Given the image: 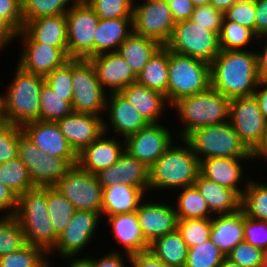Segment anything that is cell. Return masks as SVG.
<instances>
[{
  "mask_svg": "<svg viewBox=\"0 0 267 267\" xmlns=\"http://www.w3.org/2000/svg\"><path fill=\"white\" fill-rule=\"evenodd\" d=\"M211 88L232 99L252 96L258 85L256 50H221L210 63Z\"/></svg>",
  "mask_w": 267,
  "mask_h": 267,
  "instance_id": "obj_1",
  "label": "cell"
},
{
  "mask_svg": "<svg viewBox=\"0 0 267 267\" xmlns=\"http://www.w3.org/2000/svg\"><path fill=\"white\" fill-rule=\"evenodd\" d=\"M178 142H182L178 145ZM174 141L149 168V191L192 186L200 174V160L185 139ZM176 144V145H175ZM155 189V191H154ZM160 189V190H159Z\"/></svg>",
  "mask_w": 267,
  "mask_h": 267,
  "instance_id": "obj_2",
  "label": "cell"
},
{
  "mask_svg": "<svg viewBox=\"0 0 267 267\" xmlns=\"http://www.w3.org/2000/svg\"><path fill=\"white\" fill-rule=\"evenodd\" d=\"M5 94L0 92V120L22 126L40 121V92L44 77L29 73L18 65Z\"/></svg>",
  "mask_w": 267,
  "mask_h": 267,
  "instance_id": "obj_3",
  "label": "cell"
},
{
  "mask_svg": "<svg viewBox=\"0 0 267 267\" xmlns=\"http://www.w3.org/2000/svg\"><path fill=\"white\" fill-rule=\"evenodd\" d=\"M230 101V98L211 87L205 92L177 101L171 107L181 122L177 138L185 139L197 128L228 122Z\"/></svg>",
  "mask_w": 267,
  "mask_h": 267,
  "instance_id": "obj_4",
  "label": "cell"
},
{
  "mask_svg": "<svg viewBox=\"0 0 267 267\" xmlns=\"http://www.w3.org/2000/svg\"><path fill=\"white\" fill-rule=\"evenodd\" d=\"M20 223L27 244L43 248L47 253L55 246V233L47 209V187L35 186L19 196L14 215Z\"/></svg>",
  "mask_w": 267,
  "mask_h": 267,
  "instance_id": "obj_5",
  "label": "cell"
},
{
  "mask_svg": "<svg viewBox=\"0 0 267 267\" xmlns=\"http://www.w3.org/2000/svg\"><path fill=\"white\" fill-rule=\"evenodd\" d=\"M185 140L200 161L208 158H252V152L229 121L197 128Z\"/></svg>",
  "mask_w": 267,
  "mask_h": 267,
  "instance_id": "obj_6",
  "label": "cell"
},
{
  "mask_svg": "<svg viewBox=\"0 0 267 267\" xmlns=\"http://www.w3.org/2000/svg\"><path fill=\"white\" fill-rule=\"evenodd\" d=\"M168 103L172 107L182 98L211 87L210 64L169 50Z\"/></svg>",
  "mask_w": 267,
  "mask_h": 267,
  "instance_id": "obj_7",
  "label": "cell"
},
{
  "mask_svg": "<svg viewBox=\"0 0 267 267\" xmlns=\"http://www.w3.org/2000/svg\"><path fill=\"white\" fill-rule=\"evenodd\" d=\"M219 34L188 19L175 24L171 37L164 46L171 52L210 64L221 51Z\"/></svg>",
  "mask_w": 267,
  "mask_h": 267,
  "instance_id": "obj_8",
  "label": "cell"
},
{
  "mask_svg": "<svg viewBox=\"0 0 267 267\" xmlns=\"http://www.w3.org/2000/svg\"><path fill=\"white\" fill-rule=\"evenodd\" d=\"M73 112L92 114L104 118L107 91L97 79L88 59H72Z\"/></svg>",
  "mask_w": 267,
  "mask_h": 267,
  "instance_id": "obj_9",
  "label": "cell"
},
{
  "mask_svg": "<svg viewBox=\"0 0 267 267\" xmlns=\"http://www.w3.org/2000/svg\"><path fill=\"white\" fill-rule=\"evenodd\" d=\"M53 187L65 196L76 210L101 213L103 188L95 174L74 165Z\"/></svg>",
  "mask_w": 267,
  "mask_h": 267,
  "instance_id": "obj_10",
  "label": "cell"
},
{
  "mask_svg": "<svg viewBox=\"0 0 267 267\" xmlns=\"http://www.w3.org/2000/svg\"><path fill=\"white\" fill-rule=\"evenodd\" d=\"M102 221L101 213L88 210H77L64 231L58 235L55 246L48 252L57 254L62 260L66 257H78L93 244L95 235ZM91 241L93 243H91ZM80 254V255H79Z\"/></svg>",
  "mask_w": 267,
  "mask_h": 267,
  "instance_id": "obj_11",
  "label": "cell"
},
{
  "mask_svg": "<svg viewBox=\"0 0 267 267\" xmlns=\"http://www.w3.org/2000/svg\"><path fill=\"white\" fill-rule=\"evenodd\" d=\"M229 122L251 152L266 138L267 121L254 95L231 99Z\"/></svg>",
  "mask_w": 267,
  "mask_h": 267,
  "instance_id": "obj_12",
  "label": "cell"
},
{
  "mask_svg": "<svg viewBox=\"0 0 267 267\" xmlns=\"http://www.w3.org/2000/svg\"><path fill=\"white\" fill-rule=\"evenodd\" d=\"M18 158L27 167L34 186L53 187L71 167L64 159L43 153L23 133L18 140Z\"/></svg>",
  "mask_w": 267,
  "mask_h": 267,
  "instance_id": "obj_13",
  "label": "cell"
},
{
  "mask_svg": "<svg viewBox=\"0 0 267 267\" xmlns=\"http://www.w3.org/2000/svg\"><path fill=\"white\" fill-rule=\"evenodd\" d=\"M67 18L68 57H93V36L100 18L88 3H74L65 14Z\"/></svg>",
  "mask_w": 267,
  "mask_h": 267,
  "instance_id": "obj_14",
  "label": "cell"
},
{
  "mask_svg": "<svg viewBox=\"0 0 267 267\" xmlns=\"http://www.w3.org/2000/svg\"><path fill=\"white\" fill-rule=\"evenodd\" d=\"M175 24L168 3L159 0L134 2L133 33L155 39L164 46L169 41Z\"/></svg>",
  "mask_w": 267,
  "mask_h": 267,
  "instance_id": "obj_15",
  "label": "cell"
},
{
  "mask_svg": "<svg viewBox=\"0 0 267 267\" xmlns=\"http://www.w3.org/2000/svg\"><path fill=\"white\" fill-rule=\"evenodd\" d=\"M176 133L172 132V129L170 131L168 125H162V122L149 123L125 139V151L150 168L174 144ZM173 136L176 139L172 138Z\"/></svg>",
  "mask_w": 267,
  "mask_h": 267,
  "instance_id": "obj_16",
  "label": "cell"
},
{
  "mask_svg": "<svg viewBox=\"0 0 267 267\" xmlns=\"http://www.w3.org/2000/svg\"><path fill=\"white\" fill-rule=\"evenodd\" d=\"M23 134L43 153L64 159L70 166L77 165V154L61 133L57 122L34 120L24 123Z\"/></svg>",
  "mask_w": 267,
  "mask_h": 267,
  "instance_id": "obj_17",
  "label": "cell"
},
{
  "mask_svg": "<svg viewBox=\"0 0 267 267\" xmlns=\"http://www.w3.org/2000/svg\"><path fill=\"white\" fill-rule=\"evenodd\" d=\"M143 200L137 211L139 225L145 239L151 244L158 237L177 229L178 218L174 204L170 201H156L152 197ZM150 199V200H149ZM167 203V204H166Z\"/></svg>",
  "mask_w": 267,
  "mask_h": 267,
  "instance_id": "obj_18",
  "label": "cell"
},
{
  "mask_svg": "<svg viewBox=\"0 0 267 267\" xmlns=\"http://www.w3.org/2000/svg\"><path fill=\"white\" fill-rule=\"evenodd\" d=\"M105 115L104 132L115 133L114 136L123 137L122 139L139 132L149 124L120 92L107 95Z\"/></svg>",
  "mask_w": 267,
  "mask_h": 267,
  "instance_id": "obj_19",
  "label": "cell"
},
{
  "mask_svg": "<svg viewBox=\"0 0 267 267\" xmlns=\"http://www.w3.org/2000/svg\"><path fill=\"white\" fill-rule=\"evenodd\" d=\"M17 65L26 72L47 76L70 58L68 47H54L40 42H21Z\"/></svg>",
  "mask_w": 267,
  "mask_h": 267,
  "instance_id": "obj_20",
  "label": "cell"
},
{
  "mask_svg": "<svg viewBox=\"0 0 267 267\" xmlns=\"http://www.w3.org/2000/svg\"><path fill=\"white\" fill-rule=\"evenodd\" d=\"M95 69L98 81L107 93L120 92L137 82V76L118 52H107L88 59Z\"/></svg>",
  "mask_w": 267,
  "mask_h": 267,
  "instance_id": "obj_21",
  "label": "cell"
},
{
  "mask_svg": "<svg viewBox=\"0 0 267 267\" xmlns=\"http://www.w3.org/2000/svg\"><path fill=\"white\" fill-rule=\"evenodd\" d=\"M252 158H208L200 161V174L217 184L234 190L240 197L250 179L244 170ZM244 161V162H243ZM245 178V179H244ZM243 182V183H241ZM242 184V186H241Z\"/></svg>",
  "mask_w": 267,
  "mask_h": 267,
  "instance_id": "obj_22",
  "label": "cell"
},
{
  "mask_svg": "<svg viewBox=\"0 0 267 267\" xmlns=\"http://www.w3.org/2000/svg\"><path fill=\"white\" fill-rule=\"evenodd\" d=\"M110 136L104 132L84 148L77 155V165L81 169L96 175L101 170L115 164L125 152V139L121 141L120 137Z\"/></svg>",
  "mask_w": 267,
  "mask_h": 267,
  "instance_id": "obj_23",
  "label": "cell"
},
{
  "mask_svg": "<svg viewBox=\"0 0 267 267\" xmlns=\"http://www.w3.org/2000/svg\"><path fill=\"white\" fill-rule=\"evenodd\" d=\"M96 176L102 188L122 183L139 187L150 196L149 192L147 193L149 191V168L126 151L115 164L101 170Z\"/></svg>",
  "mask_w": 267,
  "mask_h": 267,
  "instance_id": "obj_24",
  "label": "cell"
},
{
  "mask_svg": "<svg viewBox=\"0 0 267 267\" xmlns=\"http://www.w3.org/2000/svg\"><path fill=\"white\" fill-rule=\"evenodd\" d=\"M103 117L72 112L57 121L61 133L78 155L84 148L104 133Z\"/></svg>",
  "mask_w": 267,
  "mask_h": 267,
  "instance_id": "obj_25",
  "label": "cell"
},
{
  "mask_svg": "<svg viewBox=\"0 0 267 267\" xmlns=\"http://www.w3.org/2000/svg\"><path fill=\"white\" fill-rule=\"evenodd\" d=\"M104 219H106V226L111 227L110 234L112 233L115 238L117 246L122 247L107 251L120 252L122 250V253L130 256L149 251L150 243L142 233L136 211L106 216Z\"/></svg>",
  "mask_w": 267,
  "mask_h": 267,
  "instance_id": "obj_26",
  "label": "cell"
},
{
  "mask_svg": "<svg viewBox=\"0 0 267 267\" xmlns=\"http://www.w3.org/2000/svg\"><path fill=\"white\" fill-rule=\"evenodd\" d=\"M20 42H40L54 47H68L65 14L28 21L18 32Z\"/></svg>",
  "mask_w": 267,
  "mask_h": 267,
  "instance_id": "obj_27",
  "label": "cell"
},
{
  "mask_svg": "<svg viewBox=\"0 0 267 267\" xmlns=\"http://www.w3.org/2000/svg\"><path fill=\"white\" fill-rule=\"evenodd\" d=\"M120 93L148 123L162 122L161 117H164L165 110L171 108L163 93L149 89L137 82L126 86Z\"/></svg>",
  "mask_w": 267,
  "mask_h": 267,
  "instance_id": "obj_28",
  "label": "cell"
},
{
  "mask_svg": "<svg viewBox=\"0 0 267 267\" xmlns=\"http://www.w3.org/2000/svg\"><path fill=\"white\" fill-rule=\"evenodd\" d=\"M210 239L227 256L238 243L244 241L243 210L213 216Z\"/></svg>",
  "mask_w": 267,
  "mask_h": 267,
  "instance_id": "obj_29",
  "label": "cell"
},
{
  "mask_svg": "<svg viewBox=\"0 0 267 267\" xmlns=\"http://www.w3.org/2000/svg\"><path fill=\"white\" fill-rule=\"evenodd\" d=\"M132 32V17L100 19L93 36V56L117 52L120 44Z\"/></svg>",
  "mask_w": 267,
  "mask_h": 267,
  "instance_id": "obj_30",
  "label": "cell"
},
{
  "mask_svg": "<svg viewBox=\"0 0 267 267\" xmlns=\"http://www.w3.org/2000/svg\"><path fill=\"white\" fill-rule=\"evenodd\" d=\"M145 196L147 195L141 188L122 183L103 188L102 219L106 216L137 211Z\"/></svg>",
  "mask_w": 267,
  "mask_h": 267,
  "instance_id": "obj_31",
  "label": "cell"
},
{
  "mask_svg": "<svg viewBox=\"0 0 267 267\" xmlns=\"http://www.w3.org/2000/svg\"><path fill=\"white\" fill-rule=\"evenodd\" d=\"M193 185L207 202L213 216L230 214L241 209V197L234 190L221 186L201 174Z\"/></svg>",
  "mask_w": 267,
  "mask_h": 267,
  "instance_id": "obj_32",
  "label": "cell"
},
{
  "mask_svg": "<svg viewBox=\"0 0 267 267\" xmlns=\"http://www.w3.org/2000/svg\"><path fill=\"white\" fill-rule=\"evenodd\" d=\"M162 45L155 39L131 33L117 52L130 65L137 76Z\"/></svg>",
  "mask_w": 267,
  "mask_h": 267,
  "instance_id": "obj_33",
  "label": "cell"
},
{
  "mask_svg": "<svg viewBox=\"0 0 267 267\" xmlns=\"http://www.w3.org/2000/svg\"><path fill=\"white\" fill-rule=\"evenodd\" d=\"M169 50L162 46L137 75V83L163 93L168 101Z\"/></svg>",
  "mask_w": 267,
  "mask_h": 267,
  "instance_id": "obj_34",
  "label": "cell"
},
{
  "mask_svg": "<svg viewBox=\"0 0 267 267\" xmlns=\"http://www.w3.org/2000/svg\"><path fill=\"white\" fill-rule=\"evenodd\" d=\"M149 251L157 259L172 267H184L188 255L187 244L177 229L155 239L150 244Z\"/></svg>",
  "mask_w": 267,
  "mask_h": 267,
  "instance_id": "obj_35",
  "label": "cell"
},
{
  "mask_svg": "<svg viewBox=\"0 0 267 267\" xmlns=\"http://www.w3.org/2000/svg\"><path fill=\"white\" fill-rule=\"evenodd\" d=\"M178 194L174 199L177 201L175 205L176 215L178 219H205L212 218L213 215L208 207L207 202L194 186H188L178 189Z\"/></svg>",
  "mask_w": 267,
  "mask_h": 267,
  "instance_id": "obj_36",
  "label": "cell"
},
{
  "mask_svg": "<svg viewBox=\"0 0 267 267\" xmlns=\"http://www.w3.org/2000/svg\"><path fill=\"white\" fill-rule=\"evenodd\" d=\"M266 182L264 183L263 179L259 181L257 177L256 180L250 177L241 197V209L245 216L259 221H267Z\"/></svg>",
  "mask_w": 267,
  "mask_h": 267,
  "instance_id": "obj_37",
  "label": "cell"
},
{
  "mask_svg": "<svg viewBox=\"0 0 267 267\" xmlns=\"http://www.w3.org/2000/svg\"><path fill=\"white\" fill-rule=\"evenodd\" d=\"M257 38L251 29L236 22L223 20L219 34L220 50H248L249 47L252 49L251 45L257 44Z\"/></svg>",
  "mask_w": 267,
  "mask_h": 267,
  "instance_id": "obj_38",
  "label": "cell"
},
{
  "mask_svg": "<svg viewBox=\"0 0 267 267\" xmlns=\"http://www.w3.org/2000/svg\"><path fill=\"white\" fill-rule=\"evenodd\" d=\"M47 209L57 235L64 231L77 211L72 203L54 187H47Z\"/></svg>",
  "mask_w": 267,
  "mask_h": 267,
  "instance_id": "obj_39",
  "label": "cell"
},
{
  "mask_svg": "<svg viewBox=\"0 0 267 267\" xmlns=\"http://www.w3.org/2000/svg\"><path fill=\"white\" fill-rule=\"evenodd\" d=\"M0 183L18 196L35 187L27 167L18 157L0 164Z\"/></svg>",
  "mask_w": 267,
  "mask_h": 267,
  "instance_id": "obj_40",
  "label": "cell"
},
{
  "mask_svg": "<svg viewBox=\"0 0 267 267\" xmlns=\"http://www.w3.org/2000/svg\"><path fill=\"white\" fill-rule=\"evenodd\" d=\"M72 112V104L66 101V96L53 93L44 82L40 92V121L57 122Z\"/></svg>",
  "mask_w": 267,
  "mask_h": 267,
  "instance_id": "obj_41",
  "label": "cell"
},
{
  "mask_svg": "<svg viewBox=\"0 0 267 267\" xmlns=\"http://www.w3.org/2000/svg\"><path fill=\"white\" fill-rule=\"evenodd\" d=\"M73 0H22L24 25L40 17L66 14Z\"/></svg>",
  "mask_w": 267,
  "mask_h": 267,
  "instance_id": "obj_42",
  "label": "cell"
},
{
  "mask_svg": "<svg viewBox=\"0 0 267 267\" xmlns=\"http://www.w3.org/2000/svg\"><path fill=\"white\" fill-rule=\"evenodd\" d=\"M20 223L14 215H0V257L26 245Z\"/></svg>",
  "mask_w": 267,
  "mask_h": 267,
  "instance_id": "obj_43",
  "label": "cell"
},
{
  "mask_svg": "<svg viewBox=\"0 0 267 267\" xmlns=\"http://www.w3.org/2000/svg\"><path fill=\"white\" fill-rule=\"evenodd\" d=\"M41 247L26 244L20 250L0 257V267H39L48 259Z\"/></svg>",
  "mask_w": 267,
  "mask_h": 267,
  "instance_id": "obj_44",
  "label": "cell"
},
{
  "mask_svg": "<svg viewBox=\"0 0 267 267\" xmlns=\"http://www.w3.org/2000/svg\"><path fill=\"white\" fill-rule=\"evenodd\" d=\"M226 256L211 239L188 248L184 267H219Z\"/></svg>",
  "mask_w": 267,
  "mask_h": 267,
  "instance_id": "obj_45",
  "label": "cell"
},
{
  "mask_svg": "<svg viewBox=\"0 0 267 267\" xmlns=\"http://www.w3.org/2000/svg\"><path fill=\"white\" fill-rule=\"evenodd\" d=\"M211 228L212 218L178 219L177 222V230L181 233L188 248L209 240Z\"/></svg>",
  "mask_w": 267,
  "mask_h": 267,
  "instance_id": "obj_46",
  "label": "cell"
},
{
  "mask_svg": "<svg viewBox=\"0 0 267 267\" xmlns=\"http://www.w3.org/2000/svg\"><path fill=\"white\" fill-rule=\"evenodd\" d=\"M136 0H90L88 5L100 19L132 17Z\"/></svg>",
  "mask_w": 267,
  "mask_h": 267,
  "instance_id": "obj_47",
  "label": "cell"
},
{
  "mask_svg": "<svg viewBox=\"0 0 267 267\" xmlns=\"http://www.w3.org/2000/svg\"><path fill=\"white\" fill-rule=\"evenodd\" d=\"M44 80L52 89L53 93L59 96H66V101L72 102V59L68 60L63 66L53 69L44 77Z\"/></svg>",
  "mask_w": 267,
  "mask_h": 267,
  "instance_id": "obj_48",
  "label": "cell"
},
{
  "mask_svg": "<svg viewBox=\"0 0 267 267\" xmlns=\"http://www.w3.org/2000/svg\"><path fill=\"white\" fill-rule=\"evenodd\" d=\"M21 126L0 120V164L18 157Z\"/></svg>",
  "mask_w": 267,
  "mask_h": 267,
  "instance_id": "obj_49",
  "label": "cell"
},
{
  "mask_svg": "<svg viewBox=\"0 0 267 267\" xmlns=\"http://www.w3.org/2000/svg\"><path fill=\"white\" fill-rule=\"evenodd\" d=\"M255 17V1L239 0L224 13L223 20L236 22L239 25L251 29L255 33Z\"/></svg>",
  "mask_w": 267,
  "mask_h": 267,
  "instance_id": "obj_50",
  "label": "cell"
},
{
  "mask_svg": "<svg viewBox=\"0 0 267 267\" xmlns=\"http://www.w3.org/2000/svg\"><path fill=\"white\" fill-rule=\"evenodd\" d=\"M264 251L245 240L238 243L226 256L240 267H261Z\"/></svg>",
  "mask_w": 267,
  "mask_h": 267,
  "instance_id": "obj_51",
  "label": "cell"
},
{
  "mask_svg": "<svg viewBox=\"0 0 267 267\" xmlns=\"http://www.w3.org/2000/svg\"><path fill=\"white\" fill-rule=\"evenodd\" d=\"M223 19L224 13L210 4L195 7L190 17V20L214 33H220Z\"/></svg>",
  "mask_w": 267,
  "mask_h": 267,
  "instance_id": "obj_52",
  "label": "cell"
},
{
  "mask_svg": "<svg viewBox=\"0 0 267 267\" xmlns=\"http://www.w3.org/2000/svg\"><path fill=\"white\" fill-rule=\"evenodd\" d=\"M244 240L267 251V221L255 220L244 214Z\"/></svg>",
  "mask_w": 267,
  "mask_h": 267,
  "instance_id": "obj_53",
  "label": "cell"
},
{
  "mask_svg": "<svg viewBox=\"0 0 267 267\" xmlns=\"http://www.w3.org/2000/svg\"><path fill=\"white\" fill-rule=\"evenodd\" d=\"M0 14L18 32L23 29L22 0H0Z\"/></svg>",
  "mask_w": 267,
  "mask_h": 267,
  "instance_id": "obj_54",
  "label": "cell"
},
{
  "mask_svg": "<svg viewBox=\"0 0 267 267\" xmlns=\"http://www.w3.org/2000/svg\"><path fill=\"white\" fill-rule=\"evenodd\" d=\"M86 256L91 260L92 267H127V264H130L131 261V256L129 254H122V252L108 251V253L97 258L90 255Z\"/></svg>",
  "mask_w": 267,
  "mask_h": 267,
  "instance_id": "obj_55",
  "label": "cell"
},
{
  "mask_svg": "<svg viewBox=\"0 0 267 267\" xmlns=\"http://www.w3.org/2000/svg\"><path fill=\"white\" fill-rule=\"evenodd\" d=\"M19 196L10 188L0 183V215H15Z\"/></svg>",
  "mask_w": 267,
  "mask_h": 267,
  "instance_id": "obj_56",
  "label": "cell"
},
{
  "mask_svg": "<svg viewBox=\"0 0 267 267\" xmlns=\"http://www.w3.org/2000/svg\"><path fill=\"white\" fill-rule=\"evenodd\" d=\"M168 4L175 23L190 19L195 8L191 0H171Z\"/></svg>",
  "mask_w": 267,
  "mask_h": 267,
  "instance_id": "obj_57",
  "label": "cell"
},
{
  "mask_svg": "<svg viewBox=\"0 0 267 267\" xmlns=\"http://www.w3.org/2000/svg\"><path fill=\"white\" fill-rule=\"evenodd\" d=\"M266 42H265V40ZM258 41L256 45L261 47V50H259V47L257 48V66H258V78L259 82L266 83L267 84V35L260 36L257 38ZM264 42V44H263ZM262 43L263 45H261ZM263 49V50H262Z\"/></svg>",
  "mask_w": 267,
  "mask_h": 267,
  "instance_id": "obj_58",
  "label": "cell"
},
{
  "mask_svg": "<svg viewBox=\"0 0 267 267\" xmlns=\"http://www.w3.org/2000/svg\"><path fill=\"white\" fill-rule=\"evenodd\" d=\"M255 8V35L257 37L267 35V0H255Z\"/></svg>",
  "mask_w": 267,
  "mask_h": 267,
  "instance_id": "obj_59",
  "label": "cell"
},
{
  "mask_svg": "<svg viewBox=\"0 0 267 267\" xmlns=\"http://www.w3.org/2000/svg\"><path fill=\"white\" fill-rule=\"evenodd\" d=\"M131 267H172L157 259L150 251L131 255Z\"/></svg>",
  "mask_w": 267,
  "mask_h": 267,
  "instance_id": "obj_60",
  "label": "cell"
},
{
  "mask_svg": "<svg viewBox=\"0 0 267 267\" xmlns=\"http://www.w3.org/2000/svg\"><path fill=\"white\" fill-rule=\"evenodd\" d=\"M18 31L0 14V51L11 47L10 43L17 39Z\"/></svg>",
  "mask_w": 267,
  "mask_h": 267,
  "instance_id": "obj_61",
  "label": "cell"
},
{
  "mask_svg": "<svg viewBox=\"0 0 267 267\" xmlns=\"http://www.w3.org/2000/svg\"><path fill=\"white\" fill-rule=\"evenodd\" d=\"M253 95L258 101L264 119L267 121V84L260 82Z\"/></svg>",
  "mask_w": 267,
  "mask_h": 267,
  "instance_id": "obj_62",
  "label": "cell"
},
{
  "mask_svg": "<svg viewBox=\"0 0 267 267\" xmlns=\"http://www.w3.org/2000/svg\"><path fill=\"white\" fill-rule=\"evenodd\" d=\"M65 260L69 262L67 267H92V262L87 256L66 257Z\"/></svg>",
  "mask_w": 267,
  "mask_h": 267,
  "instance_id": "obj_63",
  "label": "cell"
},
{
  "mask_svg": "<svg viewBox=\"0 0 267 267\" xmlns=\"http://www.w3.org/2000/svg\"><path fill=\"white\" fill-rule=\"evenodd\" d=\"M267 161V142H262L253 152H252V161L257 162Z\"/></svg>",
  "mask_w": 267,
  "mask_h": 267,
  "instance_id": "obj_64",
  "label": "cell"
},
{
  "mask_svg": "<svg viewBox=\"0 0 267 267\" xmlns=\"http://www.w3.org/2000/svg\"><path fill=\"white\" fill-rule=\"evenodd\" d=\"M237 1L239 0H210L209 4L222 13H225Z\"/></svg>",
  "mask_w": 267,
  "mask_h": 267,
  "instance_id": "obj_65",
  "label": "cell"
},
{
  "mask_svg": "<svg viewBox=\"0 0 267 267\" xmlns=\"http://www.w3.org/2000/svg\"><path fill=\"white\" fill-rule=\"evenodd\" d=\"M219 267H240L237 263L231 261L229 258L225 257Z\"/></svg>",
  "mask_w": 267,
  "mask_h": 267,
  "instance_id": "obj_66",
  "label": "cell"
},
{
  "mask_svg": "<svg viewBox=\"0 0 267 267\" xmlns=\"http://www.w3.org/2000/svg\"><path fill=\"white\" fill-rule=\"evenodd\" d=\"M191 1L195 7L208 5L210 3V0H191Z\"/></svg>",
  "mask_w": 267,
  "mask_h": 267,
  "instance_id": "obj_67",
  "label": "cell"
},
{
  "mask_svg": "<svg viewBox=\"0 0 267 267\" xmlns=\"http://www.w3.org/2000/svg\"><path fill=\"white\" fill-rule=\"evenodd\" d=\"M51 261H52L51 258L48 257V259L43 264H41L39 267H54L53 261H52V263H51Z\"/></svg>",
  "mask_w": 267,
  "mask_h": 267,
  "instance_id": "obj_68",
  "label": "cell"
},
{
  "mask_svg": "<svg viewBox=\"0 0 267 267\" xmlns=\"http://www.w3.org/2000/svg\"><path fill=\"white\" fill-rule=\"evenodd\" d=\"M261 267H267V251H264Z\"/></svg>",
  "mask_w": 267,
  "mask_h": 267,
  "instance_id": "obj_69",
  "label": "cell"
},
{
  "mask_svg": "<svg viewBox=\"0 0 267 267\" xmlns=\"http://www.w3.org/2000/svg\"><path fill=\"white\" fill-rule=\"evenodd\" d=\"M74 3H88L90 0H73Z\"/></svg>",
  "mask_w": 267,
  "mask_h": 267,
  "instance_id": "obj_70",
  "label": "cell"
},
{
  "mask_svg": "<svg viewBox=\"0 0 267 267\" xmlns=\"http://www.w3.org/2000/svg\"><path fill=\"white\" fill-rule=\"evenodd\" d=\"M159 1H163V2L168 3V2L171 1V0H159Z\"/></svg>",
  "mask_w": 267,
  "mask_h": 267,
  "instance_id": "obj_71",
  "label": "cell"
}]
</instances>
